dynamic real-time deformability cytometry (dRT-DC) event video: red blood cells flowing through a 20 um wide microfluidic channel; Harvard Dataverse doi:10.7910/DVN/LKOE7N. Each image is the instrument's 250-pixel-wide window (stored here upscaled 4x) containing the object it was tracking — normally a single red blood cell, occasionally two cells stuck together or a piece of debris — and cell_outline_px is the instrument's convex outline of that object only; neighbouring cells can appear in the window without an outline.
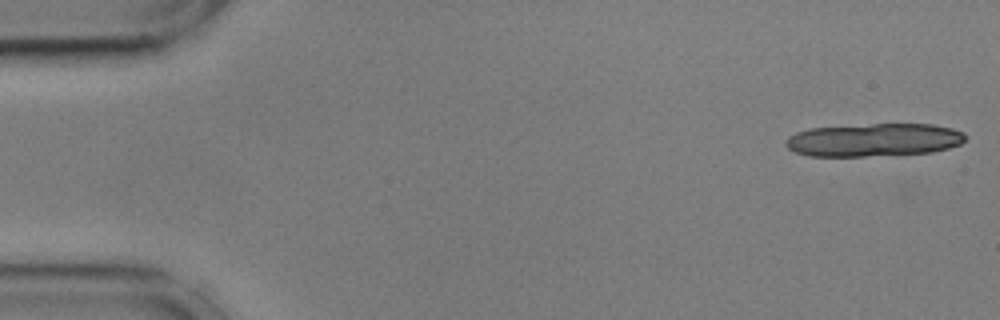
{"species": "common noctule bat (a hibernating species)", "species_latin": "Nyctalus noctula", "temperature_condition": "cold", "stored_images_in_passage": 7, "camera_frame_rate_fps": 3000, "um_per_image_px": 0.085, "animal": {"sex": "male", "body_mass_g": 17.9, "forearm_length_mm": 54.2}, "frame": {"image": 1, "passage_image": 1, "time_ms": 0.0, "image_size_px": [1000, 320], "cell_outline_px": [[968, 136], [960, 144], [948, 148], [932, 152], [864, 156], [808, 156], [796, 152], [788, 148], [784, 144], [784, 140], [788, 136], [796, 132], [808, 128], [872, 124], [932, 124], [952, 128], [964, 132]], "centroid_in_image_um": [74.26, 11.89], "position_along_channel_um": 10.7, "area_um2": 34.74}}